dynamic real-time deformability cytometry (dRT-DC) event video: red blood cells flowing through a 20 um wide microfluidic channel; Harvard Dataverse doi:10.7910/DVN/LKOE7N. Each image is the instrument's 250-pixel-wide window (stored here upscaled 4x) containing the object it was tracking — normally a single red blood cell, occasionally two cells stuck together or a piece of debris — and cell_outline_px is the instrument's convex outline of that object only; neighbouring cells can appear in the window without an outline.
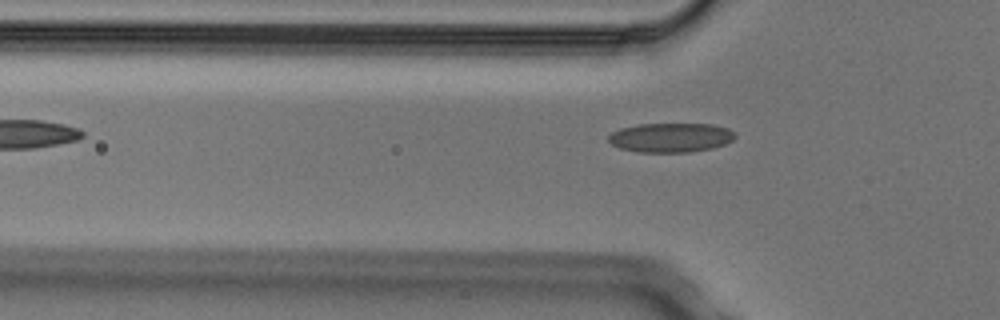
{"species": "Egyptian fruit bat (a non-hibernating species)", "species_latin": "Rousettus aegyptiacus", "temperature_condition": "cold", "stored_images_in_passage": 2, "camera_frame_rate_fps": 3000, "um_per_image_px": 0.085, "animal": {"sex": "male"}, "frame": {"image": 1, "passage_image": 2, "time_ms": 0.333, "image_size_px": [1000, 320], "cell_outline_px": [[736, 136], [732, 140], [724, 144], [712, 148], [688, 152], [636, 152], [620, 148], [612, 144], [608, 140], [608, 136], [612, 132], [620, 128], [640, 124], [712, 124], [728, 128], [736, 132]], "centroid_in_image_um": [57.02, 11.69], "position_along_channel_um": 68.8, "area_um2": 21.68}}